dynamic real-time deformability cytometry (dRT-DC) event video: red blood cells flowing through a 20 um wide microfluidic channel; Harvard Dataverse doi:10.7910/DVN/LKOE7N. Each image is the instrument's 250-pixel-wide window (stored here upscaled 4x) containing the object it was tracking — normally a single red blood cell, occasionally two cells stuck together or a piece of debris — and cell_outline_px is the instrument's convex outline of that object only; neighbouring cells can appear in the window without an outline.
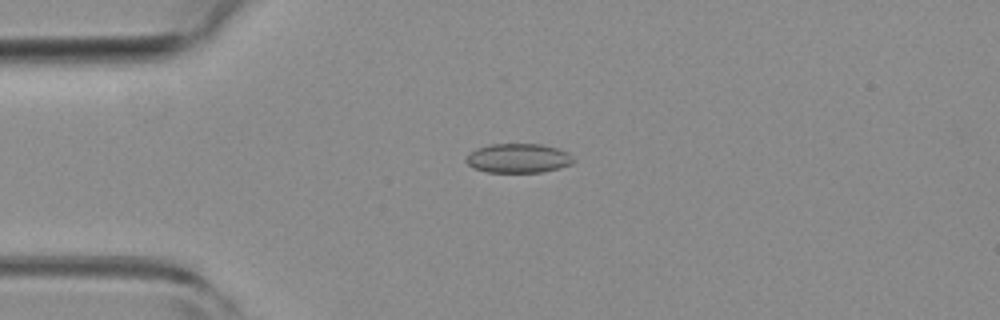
{"species": "common noctule bat (a hibernating species)", "species_latin": "Nyctalus noctula", "temperature_condition": "room temperature", "stored_images_in_passage": 4, "camera_frame_rate_fps": 3000, "um_per_image_px": 0.085, "animal": {"sex": "female", "body_mass_g": 19.3, "forearm_length_mm": 54.1}, "frame": {"image": 1, "passage_image": 3, "time_ms": 0.667, "image_size_px": [1000, 320], "cell_outline_px": [[576, 160], [572, 164], [560, 168], [540, 172], [488, 172], [472, 168], [464, 160], [476, 148], [492, 144], [540, 144], [556, 148], [568, 152]], "centroid_in_image_um": [44.07, 13.45], "position_along_channel_um": 40.9, "area_um2": 18.32}}